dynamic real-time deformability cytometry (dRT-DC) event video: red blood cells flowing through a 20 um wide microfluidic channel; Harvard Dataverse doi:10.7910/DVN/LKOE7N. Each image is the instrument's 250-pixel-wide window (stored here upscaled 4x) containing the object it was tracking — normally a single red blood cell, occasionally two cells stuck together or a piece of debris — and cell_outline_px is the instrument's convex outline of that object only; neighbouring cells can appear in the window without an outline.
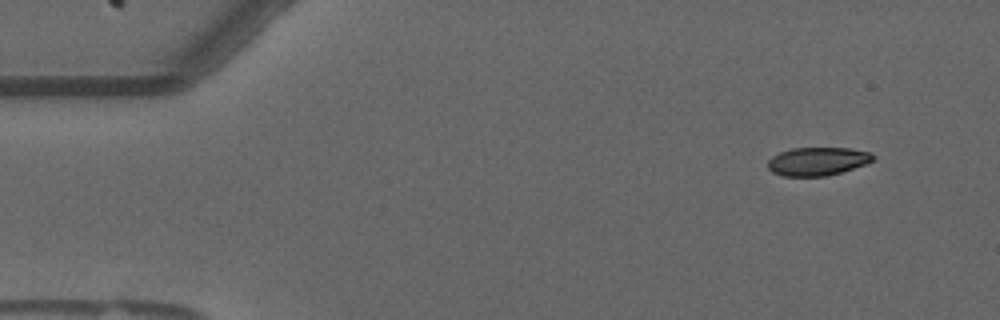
{"species": "common noctule bat (a hibernating species)", "species_latin": "Nyctalus noctula", "temperature_condition": "warm", "stored_images_in_passage": 53, "camera_frame_rate_fps": 3000, "um_per_image_px": 0.085, "animal": {"sex": "male", "forearm_length_mm": 52.5}, "frame": {"image": 1, "passage_image": 3, "time_ms": 0.667, "image_size_px": [1000, 320], "cell_outline_px": [[876, 156], [872, 160], [864, 164], [828, 176], [784, 176], [772, 172], [768, 168], [768, 160], [772, 156], [780, 152], [792, 148], [848, 148], [872, 152]], "centroid_in_image_um": [69.48, 13.71], "position_along_channel_um": 15.5, "area_um2": 17.28}}
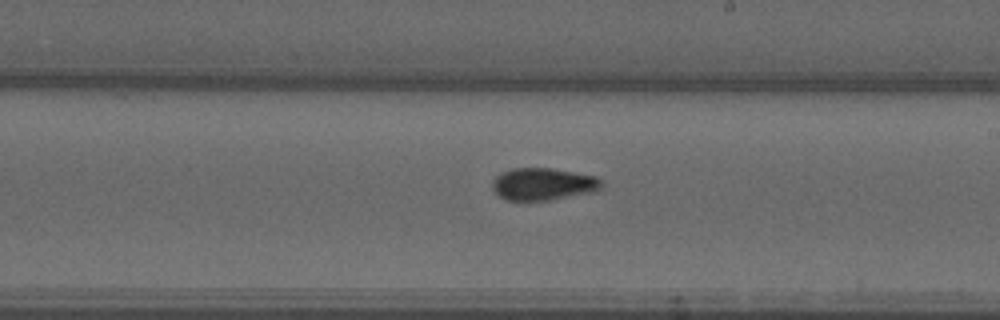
{"frame": {"image": 2, "passage_image": 30, "time_ms": 9.667, "image_size_px": [1000, 320], "cell_outline_px": [[604, 188], [596, 192], [548, 200], [508, 200], [500, 196], [492, 188], [492, 180], [500, 172], [512, 168], [552, 168], [596, 176], [604, 184]], "centroid_in_image_um": [46.2, 15.64], "position_along_channel_um": 242.8, "area_um2": 20.75}}
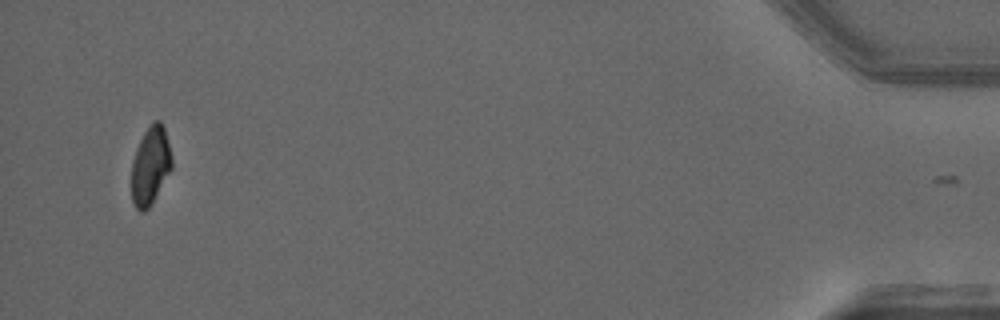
{"frame": {"image": 3, "passage_image": 52, "time_ms": 17.0, "image_size_px": [1000, 320], "cell_outline_px": [[172, 168], [152, 204], [144, 212], [140, 212], [136, 208], [132, 200], [132, 160], [136, 148], [144, 132], [152, 120], [160, 120], [164, 128], [172, 160]], "centroid_in_image_um": [12.78, 14.09], "position_along_channel_um": 422.4, "area_um2": 18.32}, "authors_computed_cell_mechanics": {"area_um2": 19.7676, "velocity_mm_per_s": 3.6446, "shape_relaxation_time_tau1_ms": null, "shape_relaxation_time_tau2_ms": 1.3031, "deformation_change_tau1": null, "deformation_change_tau2": 0.0607}}